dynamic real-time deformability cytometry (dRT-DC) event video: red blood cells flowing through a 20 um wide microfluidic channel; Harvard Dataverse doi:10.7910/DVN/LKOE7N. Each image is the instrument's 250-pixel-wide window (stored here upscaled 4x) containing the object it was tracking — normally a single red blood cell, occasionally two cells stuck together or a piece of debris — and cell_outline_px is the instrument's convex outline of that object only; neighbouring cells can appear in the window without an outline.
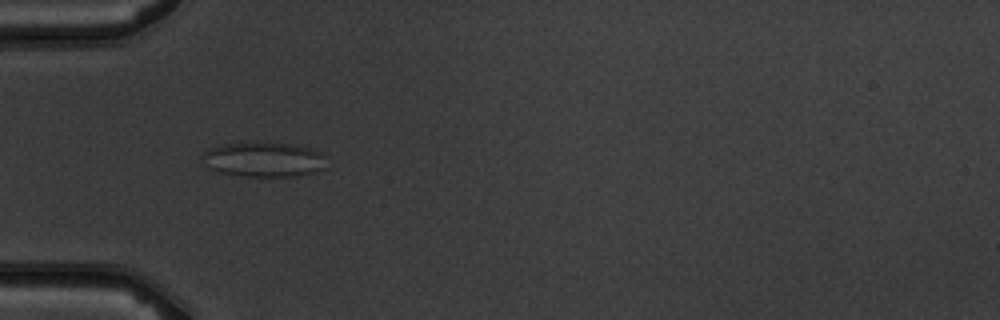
{"species": "common noctule bat (a hibernating species)", "species_latin": "Nyctalus noctula", "temperature_condition": "warm", "stored_images_in_passage": 8, "camera_frame_rate_fps": 3000, "um_per_image_px": 0.085, "animal": {"sex": "male", "body_mass_g": 19.5, "forearm_length_mm": 54.6}, "frame": {"image": 1, "passage_image": 5, "time_ms": 4.667, "image_size_px": [1000, 320], "cell_outline_px": [[324, 156], [320, 168], [312, 172], [296, 176], [244, 176], [216, 172], [208, 168], [200, 156], [208, 148], [224, 144], [292, 144], [308, 148], [320, 152]], "centroid_in_image_um": [22.31, 13.58], "position_along_channel_um": 62.7, "area_um2": 24.39}}
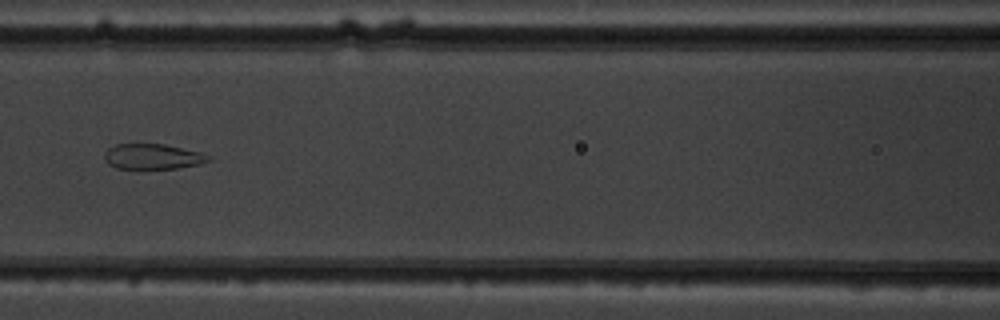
{"frame": {"image": 2, "passage_image": 7, "time_ms": 7.0, "image_size_px": [1000, 320], "cell_outline_px": [[212, 160], [200, 164], [176, 168], [116, 168], [108, 164], [104, 160], [104, 152], [108, 148], [116, 144], [164, 144], [200, 152], [208, 156]], "centroid_in_image_um": [12.94, 13.3], "position_along_channel_um": 153.7, "area_um2": 15.26}}
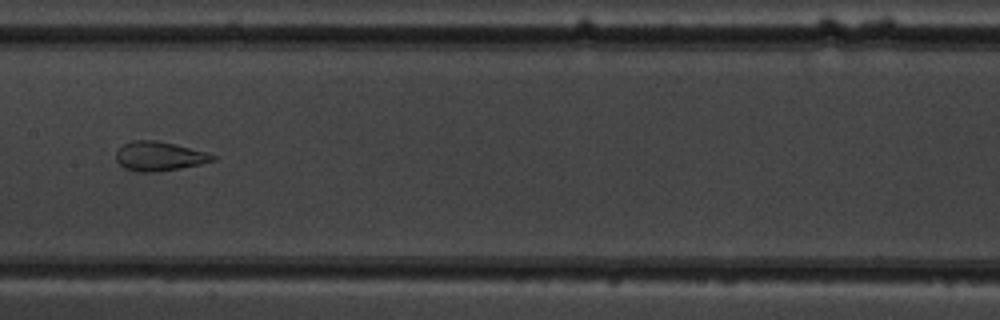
{"frame": {"image": 3, "passage_image": 8, "time_ms": 8.0, "image_size_px": [1000, 320], "cell_outline_px": [[216, 160], [200, 164], [180, 168], [152, 172], [136, 172], [124, 168], [116, 160], [116, 152], [124, 144], [132, 140], [156, 140], [208, 152], [216, 156]], "centroid_in_image_um": [13.53, 13.28], "position_along_channel_um": 193.9, "area_um2": 16.42}}